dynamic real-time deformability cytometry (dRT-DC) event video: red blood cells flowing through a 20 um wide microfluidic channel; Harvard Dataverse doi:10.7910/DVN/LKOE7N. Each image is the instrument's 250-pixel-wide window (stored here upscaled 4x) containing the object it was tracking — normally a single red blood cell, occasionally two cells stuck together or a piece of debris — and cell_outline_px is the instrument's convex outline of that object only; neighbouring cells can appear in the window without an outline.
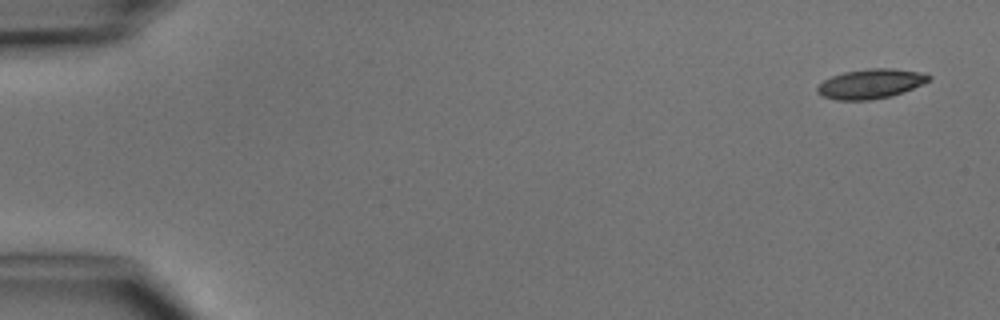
{"species": "common noctule bat (a hibernating species)", "species_latin": "Nyctalus noctula", "temperature_condition": "cold", "stored_images_in_passage": 7, "camera_frame_rate_fps": 3000, "um_per_image_px": 0.085, "animal": {"sex": "male", "body_mass_g": 15.6}, "frame": {"image": 1, "passage_image": 1, "time_ms": 0.0, "image_size_px": [1000, 320], "cell_outline_px": [[932, 76], [928, 80], [912, 88], [892, 96], [868, 100], [836, 100], [820, 96], [816, 92], [816, 88], [824, 80], [832, 76], [844, 72], [868, 68], [892, 68], [916, 72]], "centroid_in_image_um": [73.92, 7.13], "position_along_channel_um": 11.1, "area_um2": 19.02}}
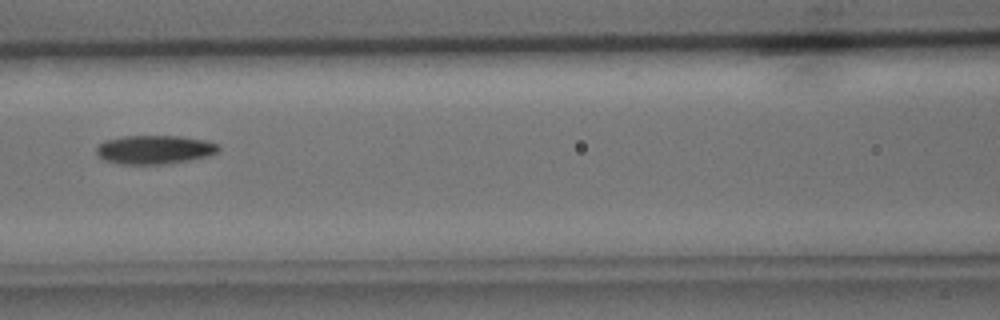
{"frame": {"image": 2, "passage_image": 7, "time_ms": 6.667, "image_size_px": [1000, 320], "cell_outline_px": [[220, 148], [216, 152], [208, 156], [168, 164], [120, 164], [104, 160], [96, 152], [96, 148], [104, 140], [124, 136], [180, 136], [204, 140], [216, 144]], "centroid_in_image_um": [13.11, 12.72], "position_along_channel_um": 153.5, "area_um2": 20.35}}